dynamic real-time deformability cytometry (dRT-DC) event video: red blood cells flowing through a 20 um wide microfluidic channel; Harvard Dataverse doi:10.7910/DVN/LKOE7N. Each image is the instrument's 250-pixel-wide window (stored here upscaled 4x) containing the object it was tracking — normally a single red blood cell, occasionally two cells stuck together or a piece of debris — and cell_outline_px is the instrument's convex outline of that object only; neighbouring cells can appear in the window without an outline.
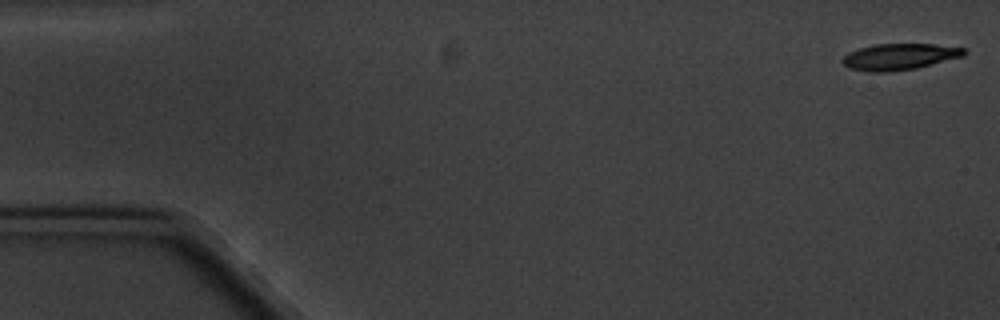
{"species": "common noctule bat (a hibernating species)", "species_latin": "Nyctalus noctula", "temperature_condition": "cold", "stored_images_in_passage": 8, "camera_frame_rate_fps": 3000, "um_per_image_px": 0.085, "animal": {"sex": "male", "body_mass_g": 20.1, "forearm_length_mm": 53.5}, "frame": {"image": 1, "passage_image": 1, "time_ms": 0.0, "image_size_px": [1000, 320], "cell_outline_px": [[968, 52], [964, 56], [916, 68], [888, 72], [868, 72], [848, 68], [840, 60], [848, 52], [872, 44], [936, 44], [968, 48]], "centroid_in_image_um": [76.47, 4.81], "position_along_channel_um": 8.5, "area_um2": 18.9}}
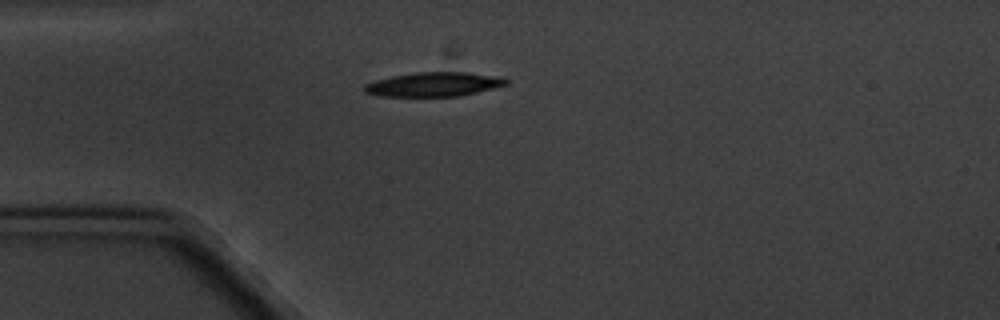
{"frame": {"image": 2, "passage_image": 5, "time_ms": 4.667, "image_size_px": [1000, 320], "cell_outline_px": [[508, 84], [460, 96], [380, 96], [364, 92], [364, 84], [376, 80], [392, 76], [416, 72], [468, 72], [504, 76], [508, 80]], "centroid_in_image_um": [36.91, 7.16], "position_along_channel_um": 48.1, "area_um2": 20.06}}